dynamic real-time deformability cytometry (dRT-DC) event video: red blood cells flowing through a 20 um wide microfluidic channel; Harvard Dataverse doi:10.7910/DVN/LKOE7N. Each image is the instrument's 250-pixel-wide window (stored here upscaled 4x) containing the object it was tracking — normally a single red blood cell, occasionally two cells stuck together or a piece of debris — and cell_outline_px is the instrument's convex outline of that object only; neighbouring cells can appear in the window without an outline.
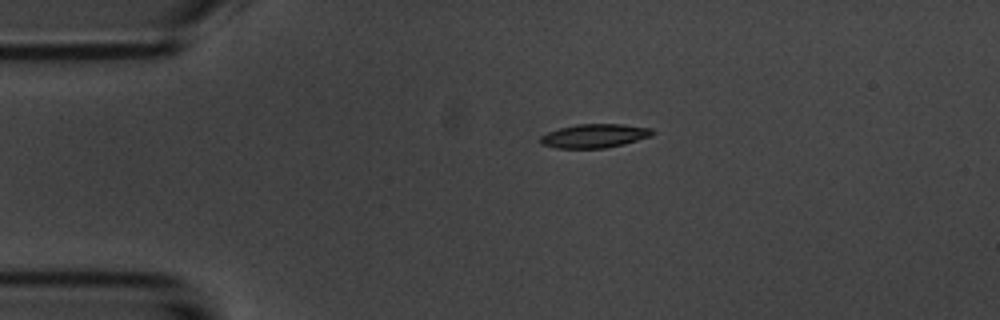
{"species": "common noctule bat (a hibernating species)", "species_latin": "Nyctalus noctula", "temperature_condition": "room temperature", "stored_images_in_passage": 2, "camera_frame_rate_fps": 3000, "um_per_image_px": 0.085, "animal": {"sex": "male", "body_mass_g": 20.1, "forearm_length_mm": 53.5}, "frame": {"image": 1, "passage_image": 1, "time_ms": 0.0, "image_size_px": [1000, 320], "cell_outline_px": [[656, 132], [652, 136], [624, 144], [604, 148], [556, 148], [540, 144], [540, 136], [548, 132], [560, 128], [576, 124], [624, 124], [652, 128]], "centroid_in_image_um": [50.56, 11.54], "position_along_channel_um": 34.4, "area_um2": 15.66}}